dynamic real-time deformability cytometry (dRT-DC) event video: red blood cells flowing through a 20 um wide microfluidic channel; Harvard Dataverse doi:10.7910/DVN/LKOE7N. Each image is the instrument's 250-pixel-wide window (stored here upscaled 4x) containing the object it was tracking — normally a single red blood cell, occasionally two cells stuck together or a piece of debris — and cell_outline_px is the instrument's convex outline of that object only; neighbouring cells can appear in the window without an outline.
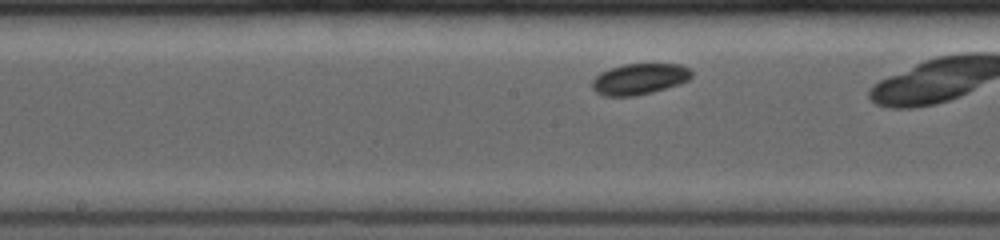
{"species": "common noctule bat (a hibernating species)", "species_latin": "Nyctalus noctula", "temperature_condition": "room temperature", "stored_images_in_passage": 27, "camera_frame_rate_fps": 4000, "um_per_image_px": 0.085, "animal": {"sex": "female", "body_mass_g": 19.0, "forearm_length_mm": 53.3}, "frame": {"image": 1, "passage_image": 12, "time_ms": 3.25, "image_size_px": [1000, 240], "cell_outline_px": [[692, 76], [688, 80], [680, 84], [652, 92], [632, 96], [604, 96], [596, 92], [592, 88], [592, 80], [600, 72], [624, 64], [680, 64], [692, 68]], "centroid_in_image_um": [54.37, 6.71], "position_along_channel_um": 193.8, "area_um2": 18.03}}
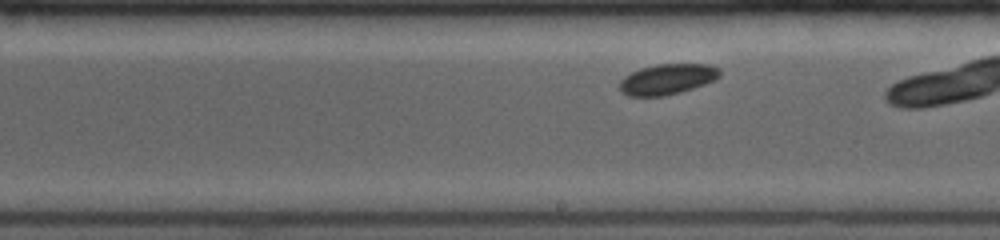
{"frame": {"image": 2, "passage_image": 16, "time_ms": 4.25, "image_size_px": [1000, 240], "cell_outline_px": [[720, 76], [716, 80], [680, 92], [664, 96], [628, 96], [620, 88], [620, 80], [624, 76], [640, 68], [656, 64], [708, 64], [720, 68]], "centroid_in_image_um": [56.74, 6.72], "position_along_channel_um": 232.3, "area_um2": 17.8}}